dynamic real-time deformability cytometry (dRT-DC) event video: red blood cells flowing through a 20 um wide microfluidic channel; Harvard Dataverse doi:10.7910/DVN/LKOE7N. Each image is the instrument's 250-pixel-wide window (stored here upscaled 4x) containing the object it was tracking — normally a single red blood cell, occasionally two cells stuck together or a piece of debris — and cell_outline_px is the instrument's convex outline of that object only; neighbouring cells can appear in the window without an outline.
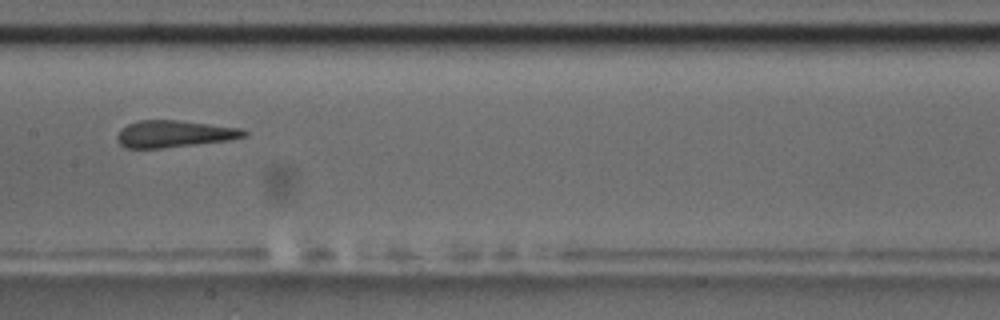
{"species": "common noctule bat (a hibernating species)", "species_latin": "Nyctalus noctula", "temperature_condition": "room temperature", "stored_images_in_passage": 9, "camera_frame_rate_fps": 3000, "um_per_image_px": 0.085, "animal": {"sex": "male", "body_mass_g": 17.5, "forearm_length_mm": 52.3}, "frame": {"image": 1, "passage_image": 4, "time_ms": 3.667, "image_size_px": [1000, 320], "cell_outline_px": [[248, 132], [244, 136], [228, 140], [164, 148], [124, 148], [116, 140], [116, 136], [120, 128], [128, 124], [140, 120], [176, 120], [240, 128]], "centroid_in_image_um": [14.73, 11.38], "position_along_channel_um": 192.7, "area_um2": 19.77}}